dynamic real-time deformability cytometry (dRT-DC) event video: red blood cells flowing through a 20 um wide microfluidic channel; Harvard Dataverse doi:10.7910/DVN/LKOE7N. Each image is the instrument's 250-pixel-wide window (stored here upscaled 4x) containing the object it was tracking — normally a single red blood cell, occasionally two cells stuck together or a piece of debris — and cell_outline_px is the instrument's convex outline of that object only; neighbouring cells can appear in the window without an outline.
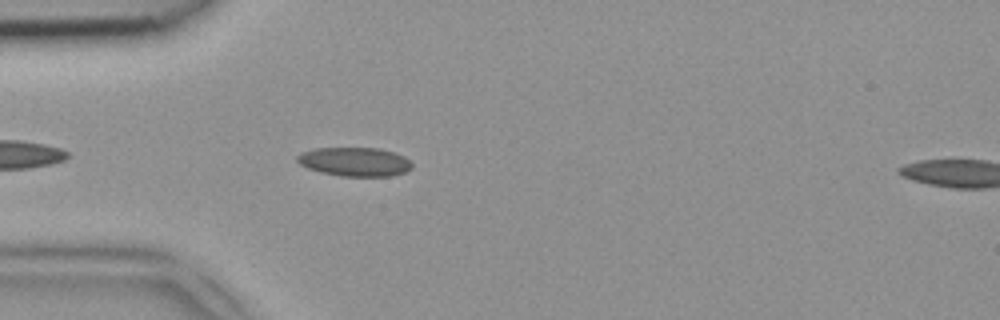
{"species": "common noctule bat (a hibernating species)", "species_latin": "Nyctalus noctula", "temperature_condition": "room temperature", "stored_images_in_passage": 11, "camera_frame_rate_fps": 3000, "um_per_image_px": 0.085, "animal": {"sex": "female", "body_mass_g": 18.4}, "frame": {"image": 1, "passage_image": 4, "time_ms": 1.0, "image_size_px": [1000, 320], "cell_outline_px": [[412, 168], [404, 172], [392, 176], [344, 176], [320, 172], [308, 168], [300, 164], [296, 160], [296, 156], [300, 152], [316, 148], [380, 148], [404, 156], [412, 164]], "centroid_in_image_um": [30.13, 13.74], "position_along_channel_um": 54.9, "area_um2": 19.31}}